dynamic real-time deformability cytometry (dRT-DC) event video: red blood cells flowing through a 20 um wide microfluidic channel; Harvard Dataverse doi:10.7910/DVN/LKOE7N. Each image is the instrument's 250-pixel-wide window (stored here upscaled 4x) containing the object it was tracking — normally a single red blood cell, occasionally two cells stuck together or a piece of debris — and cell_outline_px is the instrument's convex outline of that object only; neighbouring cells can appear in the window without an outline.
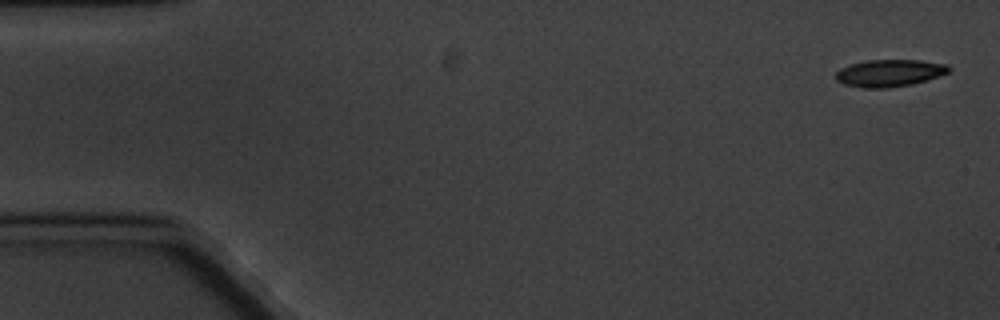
{"species": "common noctule bat (a hibernating species)", "species_latin": "Nyctalus noctula", "temperature_condition": "cold", "stored_images_in_passage": 8, "camera_frame_rate_fps": 3000, "um_per_image_px": 0.085, "animal": {"sex": "male", "body_mass_g": 20.1, "forearm_length_mm": 53.5}, "frame": {"image": 1, "passage_image": 1, "time_ms": 0.0, "image_size_px": [1000, 320], "cell_outline_px": [[952, 68], [948, 72], [928, 80], [912, 84], [888, 88], [864, 88], [844, 84], [836, 80], [836, 72], [840, 68], [852, 64], [868, 60], [920, 60], [948, 64]], "centroid_in_image_um": [75.63, 6.21], "position_along_channel_um": 9.4, "area_um2": 17.92}}
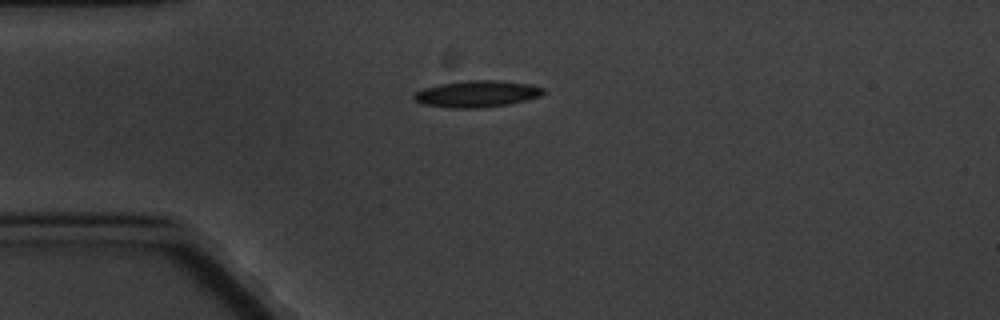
{"frame": {"image": 2, "passage_image": 4, "time_ms": 4.333, "image_size_px": [1000, 320], "cell_outline_px": [[544, 92], [540, 96], [508, 104], [484, 108], [452, 108], [420, 104], [412, 96], [416, 92], [424, 88], [440, 84], [464, 80], [496, 80], [528, 84], [544, 88]], "centroid_in_image_um": [40.51, 7.98], "position_along_channel_um": 44.5, "area_um2": 20.0}}
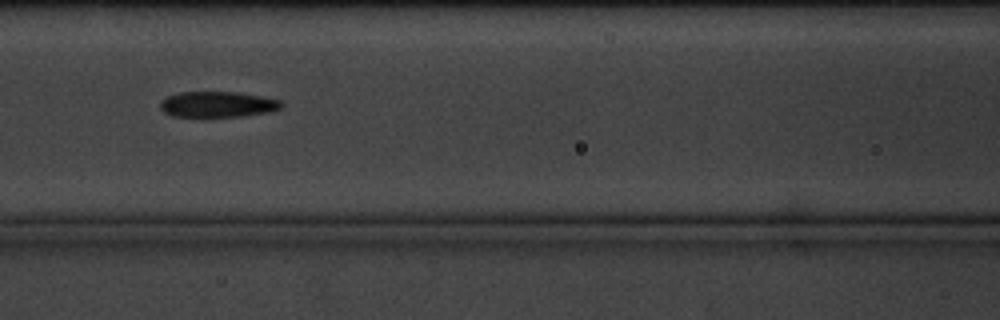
{"frame": {"image": 3, "passage_image": 7, "time_ms": 8.0, "image_size_px": [1000, 320], "cell_outline_px": [[284, 104], [280, 108], [268, 112], [240, 116], [172, 116], [164, 112], [160, 108], [160, 104], [168, 96], [180, 92], [240, 92], [280, 100]], "centroid_in_image_um": [18.51, 8.86], "position_along_channel_um": 148.1, "area_um2": 17.92}}